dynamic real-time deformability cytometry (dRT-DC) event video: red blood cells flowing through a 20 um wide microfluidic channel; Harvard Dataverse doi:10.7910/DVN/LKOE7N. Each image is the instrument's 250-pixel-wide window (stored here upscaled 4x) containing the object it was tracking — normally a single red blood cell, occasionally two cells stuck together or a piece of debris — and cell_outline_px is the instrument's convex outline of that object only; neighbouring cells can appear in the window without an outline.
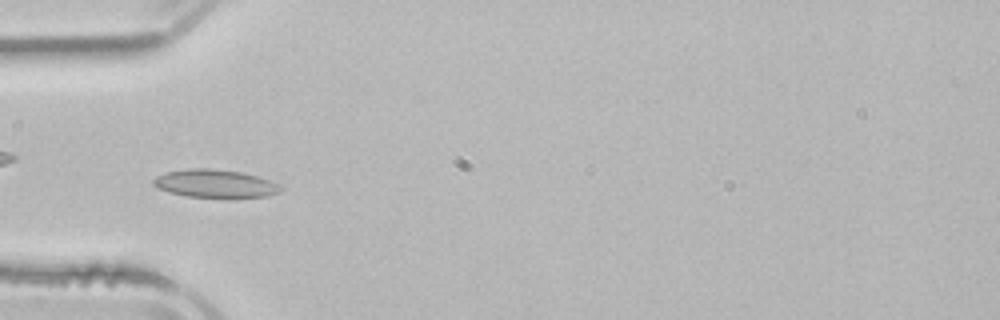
{"species": "common noctule bat (a hibernating species)", "species_latin": "Nyctalus noctula", "temperature_condition": "room temperature", "stored_images_in_passage": 52, "camera_frame_rate_fps": 3000, "um_per_image_px": 0.085, "animal": {"sex": "male", "body_mass_g": 21.5, "forearm_length_mm": 52.0}, "frame": {"image": 1, "passage_image": 16, "time_ms": 5.0, "image_size_px": [1000, 320], "cell_outline_px": [[284, 188], [280, 192], [268, 196], [236, 200], [228, 200], [184, 196], [168, 192], [156, 188], [152, 184], [152, 180], [156, 176], [164, 172], [188, 168], [208, 168], [240, 172], [256, 176], [268, 180]], "centroid_in_image_um": [18.26, 15.66], "position_along_channel_um": 66.7, "area_um2": 21.79}, "authors_computed_cell_mechanics": {"area_um2": 20.4901, "velocity_mm_per_s": 3.8509, "shape_relaxation_time_tau1_ms": 4.6636, "shape_relaxation_time_tau2_ms": 1.0007, "deformation_change_tau1": 0.1229, "deformation_change_tau2": 0.0688}}